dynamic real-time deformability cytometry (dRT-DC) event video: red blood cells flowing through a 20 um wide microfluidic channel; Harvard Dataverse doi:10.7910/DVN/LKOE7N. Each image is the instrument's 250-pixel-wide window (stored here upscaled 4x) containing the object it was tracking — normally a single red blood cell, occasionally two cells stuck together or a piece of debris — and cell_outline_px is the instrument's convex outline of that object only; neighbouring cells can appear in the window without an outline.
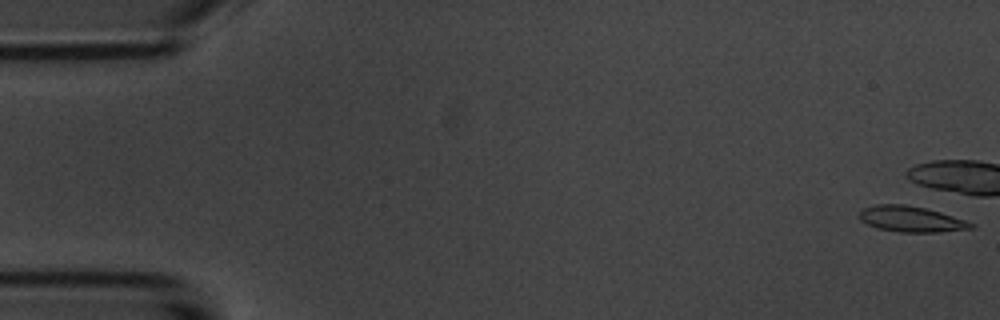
{"species": "common noctule bat (a hibernating species)", "species_latin": "Nyctalus noctula", "temperature_condition": "room temperature", "stored_images_in_passage": 6, "camera_frame_rate_fps": 3000, "um_per_image_px": 0.085, "animal": {"sex": "male", "body_mass_g": 20.1, "forearm_length_mm": 53.5}, "frame": {"image": 1, "passage_image": 1, "time_ms": 0.0, "image_size_px": [1000, 320], "cell_outline_px": [[976, 224], [972, 228], [936, 232], [900, 232], [876, 228], [860, 220], [860, 212], [864, 208], [876, 204], [904, 204], [928, 208]], "centroid_in_image_um": [77.43, 18.61], "position_along_channel_um": 7.6, "area_um2": 16.65}}